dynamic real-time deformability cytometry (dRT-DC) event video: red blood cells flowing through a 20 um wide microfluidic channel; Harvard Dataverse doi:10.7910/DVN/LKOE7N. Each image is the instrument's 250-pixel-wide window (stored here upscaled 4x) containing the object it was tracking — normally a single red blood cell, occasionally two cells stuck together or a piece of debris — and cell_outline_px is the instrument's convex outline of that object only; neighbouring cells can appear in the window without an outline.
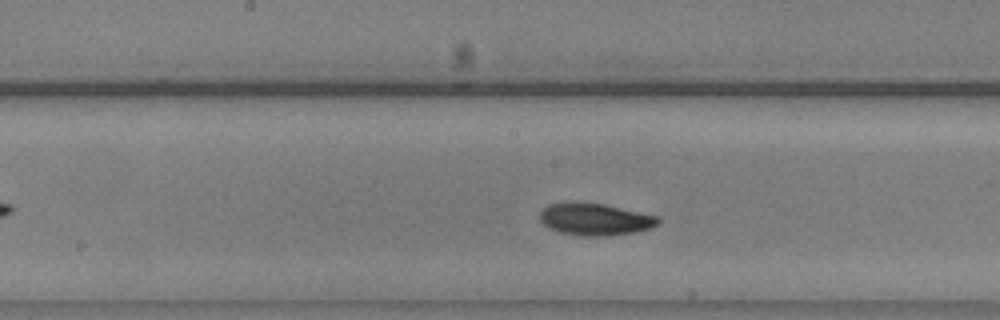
{"species": "common noctule bat (a hibernating species)", "species_latin": "Nyctalus noctula", "temperature_condition": "warm", "stored_images_in_passage": 29, "camera_frame_rate_fps": 3000, "um_per_image_px": 0.085, "animal": {"sex": "male", "body_mass_g": 20.5, "forearm_length_mm": 52.5}, "frame": {"image": 1, "passage_image": 19, "time_ms": 6.0, "image_size_px": [1000, 320], "cell_outline_px": [[660, 220], [652, 228], [636, 232], [608, 236], [580, 236], [560, 232], [548, 228], [540, 220], [540, 212], [548, 204], [572, 200], [604, 204], [660, 216]], "centroid_in_image_um": [50.57, 18.62], "position_along_channel_um": 197.6, "area_um2": 22.6}}
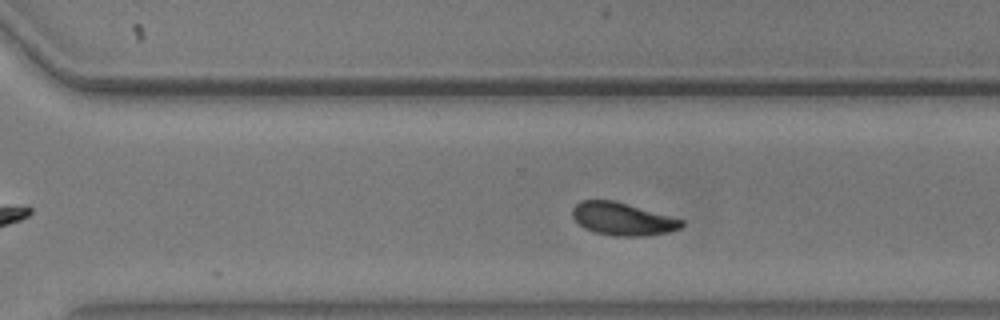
{"frame": {"image": 2, "passage_image": 29, "time_ms": 9.333, "image_size_px": [1000, 320], "cell_outline_px": [[684, 224], [680, 228], [668, 232], [648, 236], [612, 236], [592, 232], [584, 228], [572, 216], [572, 208], [580, 200], [612, 200], [628, 204], [684, 220]], "centroid_in_image_um": [52.9, 18.62], "position_along_channel_um": 317.7, "area_um2": 20.87}}